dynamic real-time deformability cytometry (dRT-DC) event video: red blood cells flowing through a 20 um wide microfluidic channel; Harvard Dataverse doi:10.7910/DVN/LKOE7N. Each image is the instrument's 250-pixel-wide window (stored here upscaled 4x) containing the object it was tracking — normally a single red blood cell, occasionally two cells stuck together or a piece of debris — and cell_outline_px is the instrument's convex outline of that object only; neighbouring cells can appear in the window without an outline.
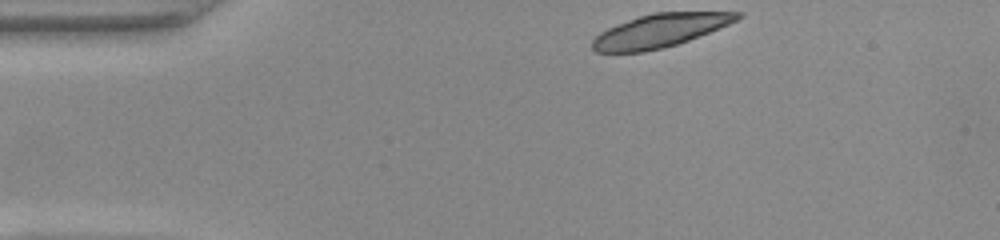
{"species": "common noctule bat (a hibernating species)", "species_latin": "Nyctalus noctula", "temperature_condition": "warm", "stored_images_in_passage": 44, "camera_frame_rate_fps": 3000, "um_per_image_px": 0.085, "animal": {"sex": "female", "body_mass_g": 22.0, "forearm_length_mm": 56.7}, "frame": {"image": 1, "passage_image": 1, "time_ms": 0.0, "image_size_px": [1000, 240], "cell_outline_px": [[744, 16], [720, 28], [688, 40], [676, 44], [644, 52], [596, 52], [592, 48], [592, 40], [600, 32], [616, 24], [652, 12], [744, 12]], "centroid_in_image_um": [56.09, 2.59], "position_along_channel_um": 28.9, "area_um2": 27.92}}
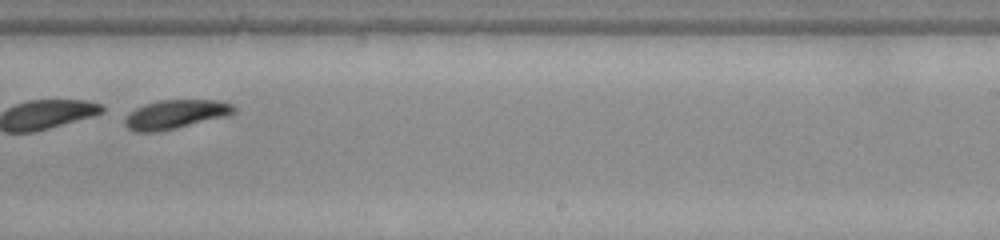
{"frame": {"image": 2, "passage_image": 25, "time_ms": 8.0, "image_size_px": [1000, 240], "cell_outline_px": [[236, 112], [228, 116], [176, 128], [156, 132], [136, 132], [128, 128], [124, 124], [124, 120], [136, 108], [160, 100], [216, 100], [232, 104], [236, 108]], "centroid_in_image_um": [14.97, 9.72], "position_along_channel_um": 274.0, "area_um2": 18.21}}